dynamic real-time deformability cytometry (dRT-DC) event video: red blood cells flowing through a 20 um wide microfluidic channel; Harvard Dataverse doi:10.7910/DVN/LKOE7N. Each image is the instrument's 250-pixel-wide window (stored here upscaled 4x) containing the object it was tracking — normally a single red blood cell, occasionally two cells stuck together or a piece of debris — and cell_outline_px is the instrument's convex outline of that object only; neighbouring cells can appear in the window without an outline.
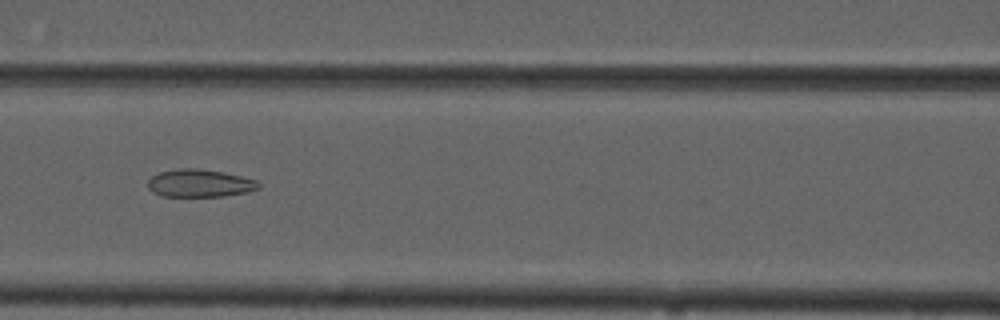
{"species": "common noctule bat (a hibernating species)", "species_latin": "Nyctalus noctula", "temperature_condition": "cold", "stored_images_in_passage": 5, "camera_frame_rate_fps": 3000, "um_per_image_px": 0.085, "animal": {"sex": "male", "forearm_length_mm": 52.5}, "frame": {"image": 1, "passage_image": 3, "time_ms": 3.0, "image_size_px": [1000, 320], "cell_outline_px": [[260, 188], [248, 192], [224, 196], [164, 196], [152, 192], [148, 188], [148, 180], [152, 176], [160, 172], [176, 168], [196, 168], [224, 172], [256, 180], [260, 184]], "centroid_in_image_um": [16.97, 15.57], "position_along_channel_um": 149.6, "area_um2": 17.92}}
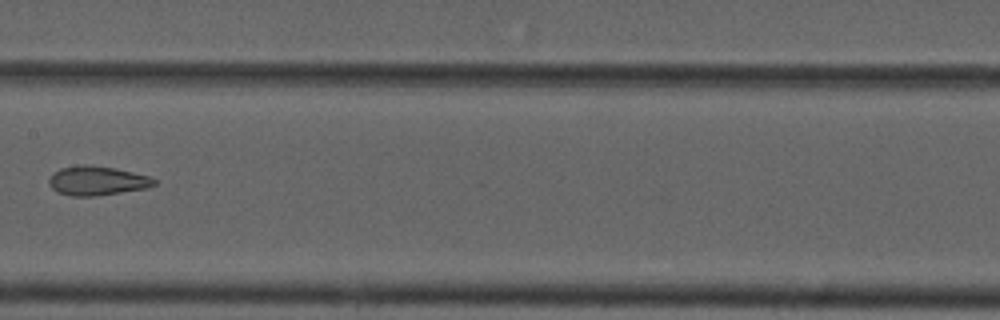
{"frame": {"image": 2, "passage_image": 4, "time_ms": 4.333, "image_size_px": [1000, 320], "cell_outline_px": [[156, 184], [148, 188], [96, 196], [72, 196], [56, 192], [48, 184], [48, 180], [52, 172], [60, 168], [84, 164], [88, 164], [112, 168], [132, 172], [148, 176], [156, 180]], "centroid_in_image_um": [8.21, 15.37], "position_along_channel_um": 199.2, "area_um2": 17.98}}
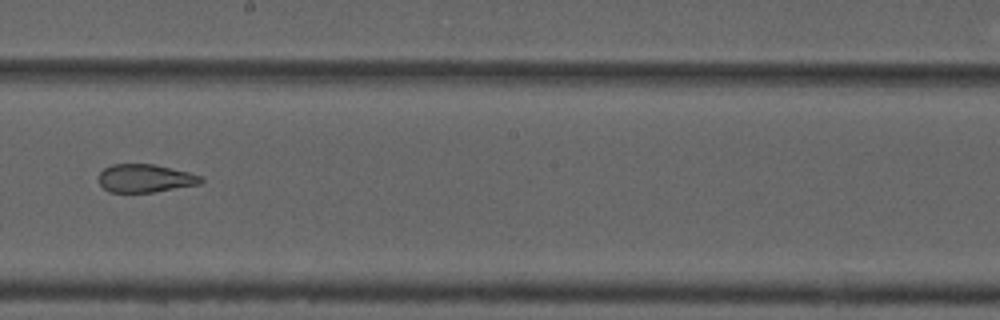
{"frame": {"image": 3, "passage_image": 5, "time_ms": 5.333, "image_size_px": [1000, 320], "cell_outline_px": [[204, 180], [200, 184], [152, 192], [112, 192], [104, 188], [100, 184], [100, 172], [104, 168], [112, 164], [152, 164], [188, 172], [200, 176]], "centroid_in_image_um": [12.34, 15.15], "position_along_channel_um": 235.9, "area_um2": 16.47}}